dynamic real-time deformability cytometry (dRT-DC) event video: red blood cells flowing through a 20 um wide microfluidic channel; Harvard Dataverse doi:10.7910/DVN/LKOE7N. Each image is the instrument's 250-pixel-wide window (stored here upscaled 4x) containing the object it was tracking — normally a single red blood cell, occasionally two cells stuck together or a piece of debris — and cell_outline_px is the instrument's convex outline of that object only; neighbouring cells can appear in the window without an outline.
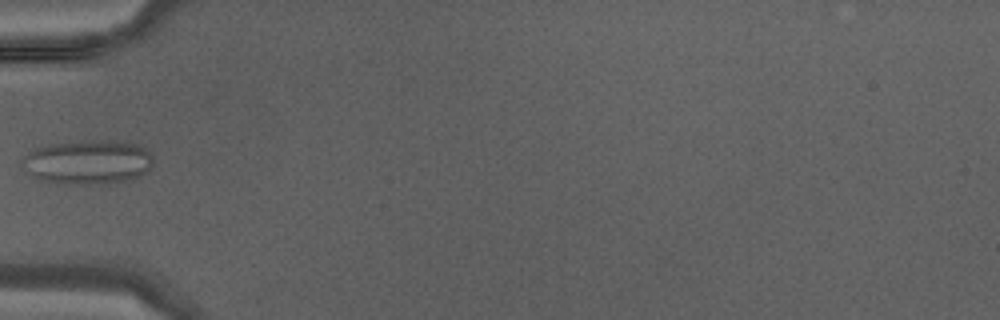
{"species": "Egyptian fruit bat (a non-hibernating species)", "species_latin": "Rousettus aegyptiacus", "temperature_condition": "warm", "stored_images_in_passage": 28, "segment_of_instrument_passage": [1, 2], "camera_frame_rate_fps": 3000, "um_per_image_px": 0.085, "animal": {"sex": "male"}, "frame": {"image": 1, "passage_image": 1, "time_ms": 0.0, "image_size_px": [1000, 320], "cell_outline_px": [[152, 164], [148, 172], [132, 180], [108, 184], [68, 184], [36, 180], [20, 164], [20, 160], [32, 148], [48, 144], [84, 140], [128, 140], [140, 144], [148, 148], [152, 156]], "centroid_in_image_um": [7.49, 13.76], "position_along_channel_um": 77.5, "area_um2": 35.08}}